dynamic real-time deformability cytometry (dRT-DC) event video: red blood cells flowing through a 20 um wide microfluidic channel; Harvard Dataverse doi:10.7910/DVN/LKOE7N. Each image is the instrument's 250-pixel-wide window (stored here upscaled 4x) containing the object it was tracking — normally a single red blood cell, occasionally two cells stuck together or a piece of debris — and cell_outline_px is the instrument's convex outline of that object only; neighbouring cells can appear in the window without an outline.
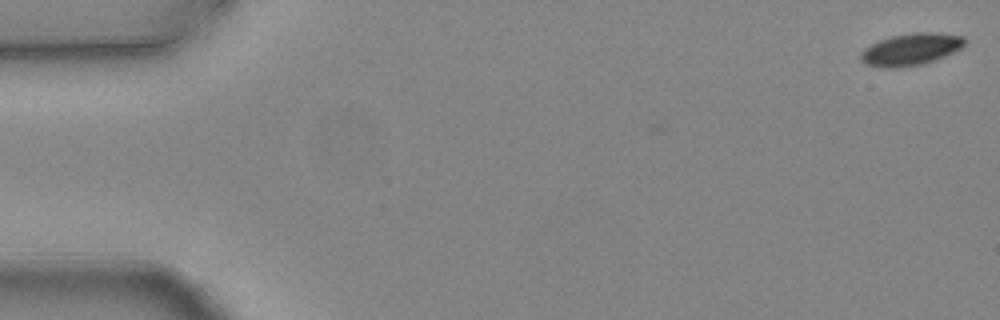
{"species": "common noctule bat (a hibernating species)", "species_latin": "Nyctalus noctula", "temperature_condition": "warm", "stored_images_in_passage": 4, "camera_frame_rate_fps": 3000, "um_per_image_px": 0.085, "animal": {"sex": "female", "body_mass_g": 24.6, "forearm_length_mm": 56.2}, "frame": {"image": 1, "passage_image": 1, "time_ms": 0.0, "image_size_px": [1000, 320], "cell_outline_px": [[968, 40], [960, 48], [944, 56], [920, 64], [896, 68], [880, 68], [864, 64], [860, 60], [860, 52], [864, 48], [880, 40], [892, 36], [912, 32], [936, 32], [964, 36]], "centroid_in_image_um": [77.39, 4.19], "position_along_channel_um": 7.6, "area_um2": 19.42}}
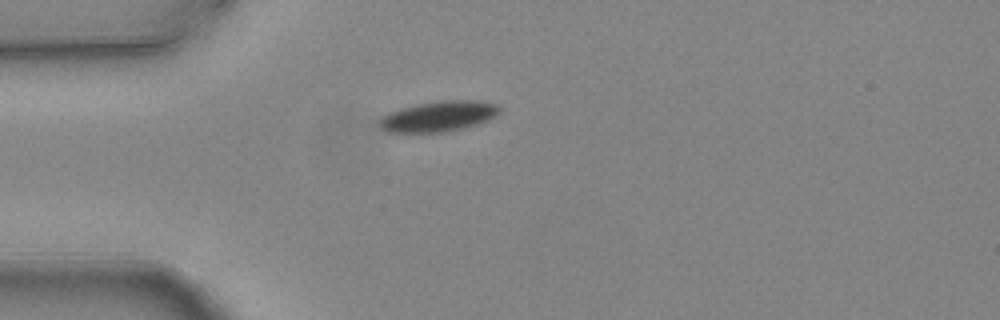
{"frame": {"image": 2, "passage_image": 3, "time_ms": 0.667, "image_size_px": [1000, 320], "cell_outline_px": [[500, 112], [496, 116], [488, 120], [464, 128], [448, 132], [388, 132], [380, 128], [376, 120], [380, 116], [388, 112], [416, 104], [440, 100], [476, 100], [496, 104], [500, 108]], "centroid_in_image_um": [37.24, 9.89], "position_along_channel_um": 47.8, "area_um2": 21.62}}